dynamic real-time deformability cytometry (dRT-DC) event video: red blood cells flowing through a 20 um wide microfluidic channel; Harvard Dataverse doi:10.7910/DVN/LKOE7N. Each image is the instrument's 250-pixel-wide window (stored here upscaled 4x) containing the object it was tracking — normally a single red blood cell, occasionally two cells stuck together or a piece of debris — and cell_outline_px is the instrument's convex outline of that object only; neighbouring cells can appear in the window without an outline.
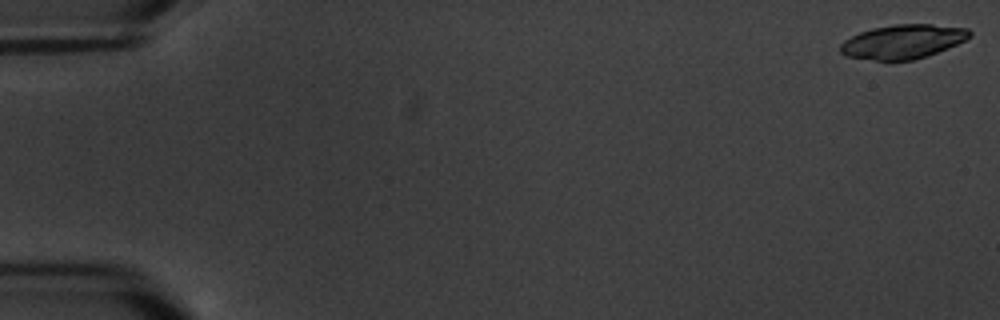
{"species": "common noctule bat (a hibernating species)", "species_latin": "Nyctalus noctula", "temperature_condition": "warm", "stored_images_in_passage": 6, "segment_of_instrument_passage": [2, 2], "camera_frame_rate_fps": 3000, "um_per_image_px": 0.085, "animal": {"sex": "male", "body_mass_g": 20.1, "forearm_length_mm": 53.5}, "frame": {"image": 1, "passage_image": 6, "time_ms": 7.0, "image_size_px": [1000, 320], "cell_outline_px": [[972, 36], [948, 48], [912, 60], [876, 60], [844, 56], [840, 52], [840, 44], [844, 40], [860, 32], [872, 28], [896, 24], [932, 24], [968, 28], [972, 32]], "centroid_in_image_um": [76.74, 3.53], "position_along_channel_um": 8.3, "area_um2": 25.55}}